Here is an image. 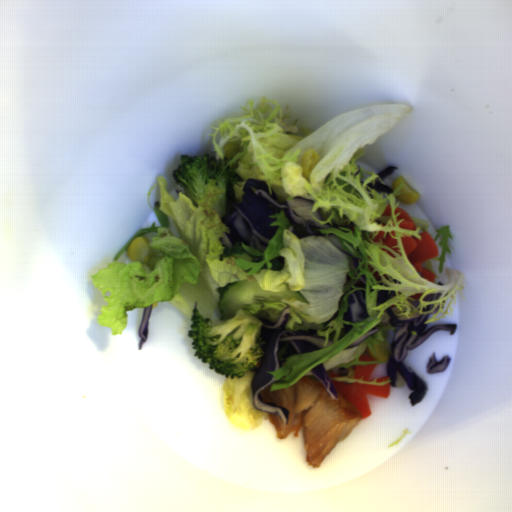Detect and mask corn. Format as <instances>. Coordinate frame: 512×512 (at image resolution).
I'll return each instance as SVG.
<instances>
[{
  "label": "corn",
  "instance_id": "1",
  "mask_svg": "<svg viewBox=\"0 0 512 512\" xmlns=\"http://www.w3.org/2000/svg\"><path fill=\"white\" fill-rule=\"evenodd\" d=\"M150 241L145 236H138L126 249V255L131 262H145L152 256Z\"/></svg>",
  "mask_w": 512,
  "mask_h": 512
},
{
  "label": "corn",
  "instance_id": "2",
  "mask_svg": "<svg viewBox=\"0 0 512 512\" xmlns=\"http://www.w3.org/2000/svg\"><path fill=\"white\" fill-rule=\"evenodd\" d=\"M401 186L400 192L401 194L397 197L398 200L401 201V203L405 205H412L414 202L418 200L420 197V194L418 191H416L414 188H412L404 179L403 176H400L398 179H396L393 183V190L397 188L398 186Z\"/></svg>",
  "mask_w": 512,
  "mask_h": 512
},
{
  "label": "corn",
  "instance_id": "3",
  "mask_svg": "<svg viewBox=\"0 0 512 512\" xmlns=\"http://www.w3.org/2000/svg\"><path fill=\"white\" fill-rule=\"evenodd\" d=\"M319 161H320V157L316 151H314L312 148L305 150L300 163H301V166L303 169L302 175L306 179H308V180L310 179V177L314 171V168Z\"/></svg>",
  "mask_w": 512,
  "mask_h": 512
},
{
  "label": "corn",
  "instance_id": "4",
  "mask_svg": "<svg viewBox=\"0 0 512 512\" xmlns=\"http://www.w3.org/2000/svg\"><path fill=\"white\" fill-rule=\"evenodd\" d=\"M375 355L373 352L369 349L368 353L369 355L377 362V361H385L389 359V349L385 344L378 345L377 343L373 346Z\"/></svg>",
  "mask_w": 512,
  "mask_h": 512
},
{
  "label": "corn",
  "instance_id": "5",
  "mask_svg": "<svg viewBox=\"0 0 512 512\" xmlns=\"http://www.w3.org/2000/svg\"><path fill=\"white\" fill-rule=\"evenodd\" d=\"M225 157L233 159L239 151V145L236 142L226 143L222 148Z\"/></svg>",
  "mask_w": 512,
  "mask_h": 512
}]
</instances>
